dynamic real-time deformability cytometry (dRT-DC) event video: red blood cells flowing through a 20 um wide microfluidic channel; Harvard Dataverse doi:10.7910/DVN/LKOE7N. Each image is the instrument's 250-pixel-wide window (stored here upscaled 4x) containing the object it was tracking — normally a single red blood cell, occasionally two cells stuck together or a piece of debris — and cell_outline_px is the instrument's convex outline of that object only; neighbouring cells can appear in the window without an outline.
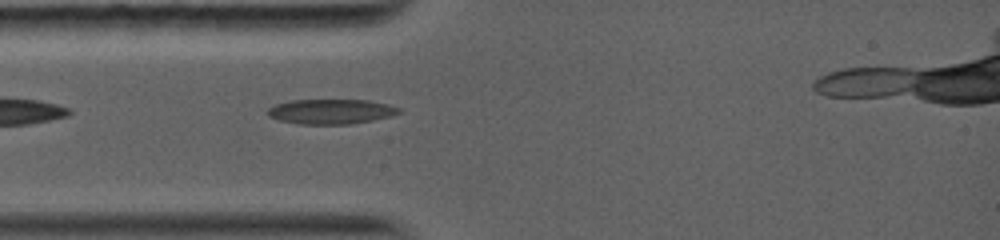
{"species": "common noctule bat (a hibernating species)", "species_latin": "Nyctalus noctula", "temperature_condition": "warm", "stored_images_in_passage": 63, "camera_frame_rate_fps": 5000, "um_per_image_px": 0.085, "animal": {"sex": "female", "body_mass_g": 19.0, "forearm_length_mm": 56.7}, "frame": {"image": 1, "passage_image": 3, "time_ms": 0.2, "image_size_px": [1000, 240], "cell_outline_px": [[400, 112], [392, 116], [352, 124], [300, 124], [280, 120], [268, 116], [268, 108], [276, 104], [288, 100], [368, 100], [388, 104], [400, 108]], "centroid_in_image_um": [28.14, 9.48], "position_along_channel_um": 56.9, "area_um2": 19.02}}
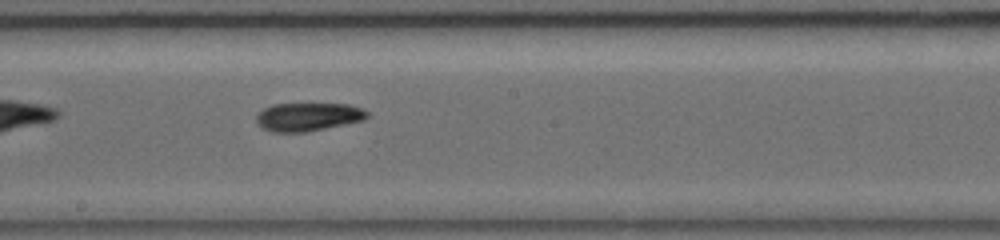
{"frame": {"image": 2, "passage_image": 33, "time_ms": 4.2, "image_size_px": [1000, 240], "cell_outline_px": [[368, 116], [364, 120], [308, 132], [272, 132], [256, 124], [256, 116], [264, 108], [272, 104], [348, 104], [360, 108], [368, 112]], "centroid_in_image_um": [26.17, 9.93], "position_along_channel_um": 222.0, "area_um2": 18.26}}
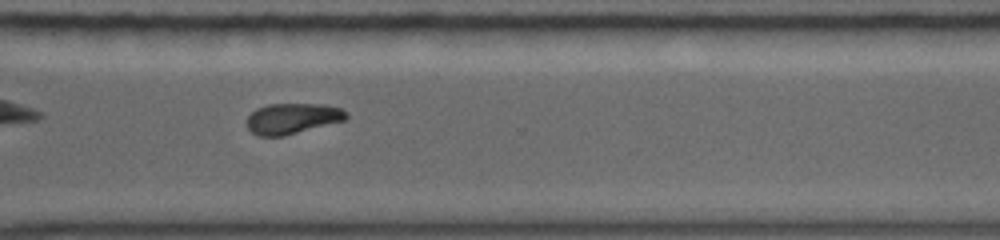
{"frame": {"image": 3, "passage_image": 48, "time_ms": 7.2, "image_size_px": [1000, 240], "cell_outline_px": [[348, 116], [344, 120], [284, 136], [260, 136], [252, 132], [248, 128], [248, 116], [256, 108], [268, 104], [324, 104], [340, 108], [348, 112]], "centroid_in_image_um": [24.86, 10.06], "position_along_channel_um": 345.7, "area_um2": 17.63}}